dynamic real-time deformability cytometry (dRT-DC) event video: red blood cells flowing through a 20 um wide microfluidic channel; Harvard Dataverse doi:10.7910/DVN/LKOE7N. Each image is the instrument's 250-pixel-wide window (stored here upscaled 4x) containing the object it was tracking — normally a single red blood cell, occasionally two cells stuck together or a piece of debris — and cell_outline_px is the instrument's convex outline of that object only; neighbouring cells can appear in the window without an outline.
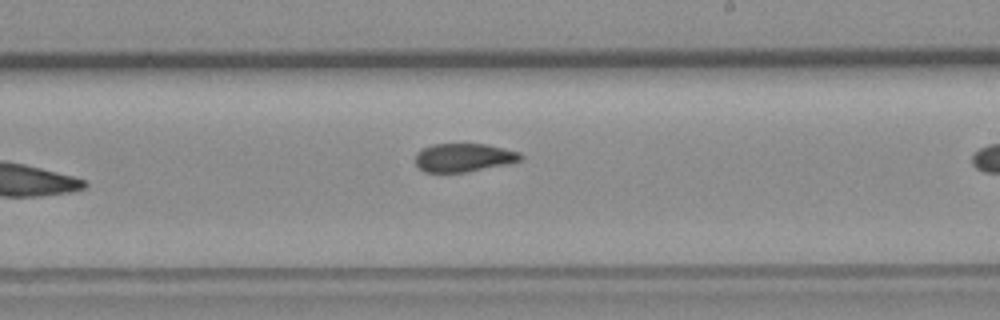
{"species": "common noctule bat (a hibernating species)", "species_latin": "Nyctalus noctula", "temperature_condition": "room temperature", "stored_images_in_passage": 12, "camera_frame_rate_fps": 3000, "um_per_image_px": 0.085, "animal": {"sex": "female", "body_mass_g": 19.3, "forearm_length_mm": 54.1}, "frame": {"image": 1, "passage_image": 10, "time_ms": 10.333, "image_size_px": [1000, 320], "cell_outline_px": [[524, 156], [520, 160], [504, 164], [464, 172], [424, 172], [416, 164], [416, 152], [432, 144], [484, 144], [520, 152]], "centroid_in_image_um": [39.38, 13.38], "position_along_channel_um": 249.6, "area_um2": 17.11}}